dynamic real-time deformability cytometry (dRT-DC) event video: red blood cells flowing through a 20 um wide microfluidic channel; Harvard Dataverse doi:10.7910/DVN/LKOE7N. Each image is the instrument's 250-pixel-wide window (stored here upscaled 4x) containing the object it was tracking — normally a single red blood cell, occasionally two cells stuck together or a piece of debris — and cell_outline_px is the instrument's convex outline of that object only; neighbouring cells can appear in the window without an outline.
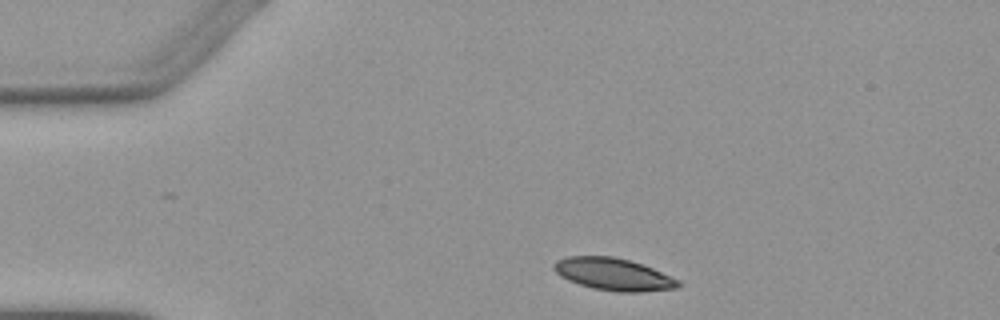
{"species": "Egyptian fruit bat (a non-hibernating species)", "species_latin": "Rousettus aegyptiacus", "temperature_condition": "warm", "stored_images_in_passage": 3, "camera_frame_rate_fps": 3000, "um_per_image_px": 0.085, "animal": {"sex": "female"}, "frame": {"image": 1, "passage_image": 1, "time_ms": 0.0, "image_size_px": [1000, 320], "cell_outline_px": [[680, 284], [676, 288], [640, 292], [620, 292], [592, 288], [568, 280], [560, 276], [552, 268], [552, 264], [556, 260], [568, 256], [612, 256], [628, 260], [652, 268], [680, 280]], "centroid_in_image_um": [52.1, 23.31], "position_along_channel_um": 32.9, "area_um2": 23.24}}